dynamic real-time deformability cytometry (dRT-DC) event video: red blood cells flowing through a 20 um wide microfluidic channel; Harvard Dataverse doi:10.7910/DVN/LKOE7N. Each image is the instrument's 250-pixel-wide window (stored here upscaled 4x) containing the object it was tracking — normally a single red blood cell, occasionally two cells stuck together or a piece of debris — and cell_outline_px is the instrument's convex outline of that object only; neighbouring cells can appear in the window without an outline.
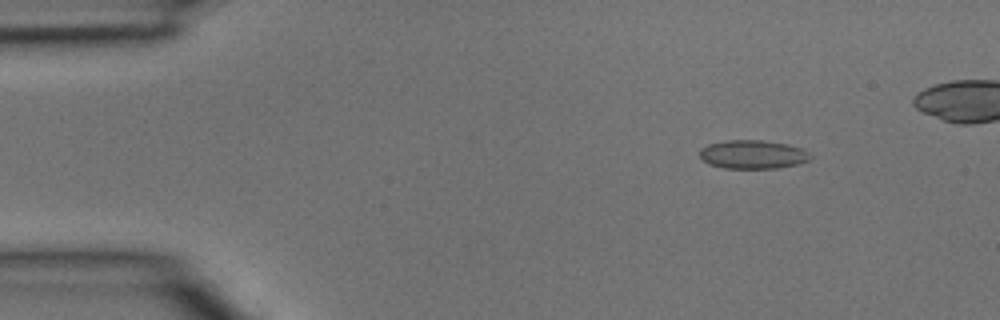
{"species": "common noctule bat (a hibernating species)", "species_latin": "Nyctalus noctula", "temperature_condition": "room temperature", "stored_images_in_passage": 3, "camera_frame_rate_fps": 3000, "um_per_image_px": 0.085, "animal": {"sex": "male", "body_mass_g": 15.6}, "frame": {"image": 1, "passage_image": 1, "time_ms": 0.0, "image_size_px": [1000, 320], "cell_outline_px": [[812, 156], [808, 160], [800, 164], [776, 168], [724, 168], [708, 164], [700, 156], [700, 148], [708, 144], [724, 140], [760, 140], [788, 144], [800, 148], [808, 152]], "centroid_in_image_um": [63.98, 13.12], "position_along_channel_um": 21.0, "area_um2": 18.5}}